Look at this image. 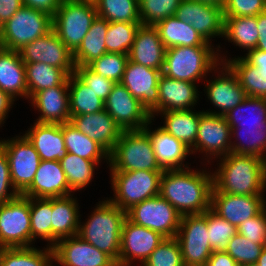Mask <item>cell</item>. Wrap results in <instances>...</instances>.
<instances>
[{"label":"cell","mask_w":266,"mask_h":266,"mask_svg":"<svg viewBox=\"0 0 266 266\" xmlns=\"http://www.w3.org/2000/svg\"><path fill=\"white\" fill-rule=\"evenodd\" d=\"M15 98L0 89V126L5 123L10 109L13 107Z\"/></svg>","instance_id":"cell-59"},{"label":"cell","mask_w":266,"mask_h":266,"mask_svg":"<svg viewBox=\"0 0 266 266\" xmlns=\"http://www.w3.org/2000/svg\"><path fill=\"white\" fill-rule=\"evenodd\" d=\"M224 117L231 129L238 124L265 123L266 98L246 97Z\"/></svg>","instance_id":"cell-44"},{"label":"cell","mask_w":266,"mask_h":266,"mask_svg":"<svg viewBox=\"0 0 266 266\" xmlns=\"http://www.w3.org/2000/svg\"><path fill=\"white\" fill-rule=\"evenodd\" d=\"M162 72L128 59L121 84L138 100L150 113L154 121L159 114L158 82Z\"/></svg>","instance_id":"cell-17"},{"label":"cell","mask_w":266,"mask_h":266,"mask_svg":"<svg viewBox=\"0 0 266 266\" xmlns=\"http://www.w3.org/2000/svg\"><path fill=\"white\" fill-rule=\"evenodd\" d=\"M52 249L58 266H117L108 254L78 235L60 239Z\"/></svg>","instance_id":"cell-20"},{"label":"cell","mask_w":266,"mask_h":266,"mask_svg":"<svg viewBox=\"0 0 266 266\" xmlns=\"http://www.w3.org/2000/svg\"><path fill=\"white\" fill-rule=\"evenodd\" d=\"M205 266H242L236 263V261L226 251H213Z\"/></svg>","instance_id":"cell-58"},{"label":"cell","mask_w":266,"mask_h":266,"mask_svg":"<svg viewBox=\"0 0 266 266\" xmlns=\"http://www.w3.org/2000/svg\"><path fill=\"white\" fill-rule=\"evenodd\" d=\"M54 261L51 247L0 248V266H48Z\"/></svg>","instance_id":"cell-40"},{"label":"cell","mask_w":266,"mask_h":266,"mask_svg":"<svg viewBox=\"0 0 266 266\" xmlns=\"http://www.w3.org/2000/svg\"><path fill=\"white\" fill-rule=\"evenodd\" d=\"M154 27L157 29L159 37L166 49L178 46H213L191 24L178 19L176 16L167 17Z\"/></svg>","instance_id":"cell-31"},{"label":"cell","mask_w":266,"mask_h":266,"mask_svg":"<svg viewBox=\"0 0 266 266\" xmlns=\"http://www.w3.org/2000/svg\"><path fill=\"white\" fill-rule=\"evenodd\" d=\"M164 238L160 233L126 218L122 226L118 266H133L136 261L142 265Z\"/></svg>","instance_id":"cell-18"},{"label":"cell","mask_w":266,"mask_h":266,"mask_svg":"<svg viewBox=\"0 0 266 266\" xmlns=\"http://www.w3.org/2000/svg\"><path fill=\"white\" fill-rule=\"evenodd\" d=\"M28 99L43 89L68 85L69 74L45 63L25 64Z\"/></svg>","instance_id":"cell-38"},{"label":"cell","mask_w":266,"mask_h":266,"mask_svg":"<svg viewBox=\"0 0 266 266\" xmlns=\"http://www.w3.org/2000/svg\"><path fill=\"white\" fill-rule=\"evenodd\" d=\"M23 6L22 0H0V26Z\"/></svg>","instance_id":"cell-56"},{"label":"cell","mask_w":266,"mask_h":266,"mask_svg":"<svg viewBox=\"0 0 266 266\" xmlns=\"http://www.w3.org/2000/svg\"><path fill=\"white\" fill-rule=\"evenodd\" d=\"M74 74L104 102L115 84L112 80L95 73L88 66H76Z\"/></svg>","instance_id":"cell-51"},{"label":"cell","mask_w":266,"mask_h":266,"mask_svg":"<svg viewBox=\"0 0 266 266\" xmlns=\"http://www.w3.org/2000/svg\"><path fill=\"white\" fill-rule=\"evenodd\" d=\"M259 39L256 49L266 52V11L257 15Z\"/></svg>","instance_id":"cell-60"},{"label":"cell","mask_w":266,"mask_h":266,"mask_svg":"<svg viewBox=\"0 0 266 266\" xmlns=\"http://www.w3.org/2000/svg\"><path fill=\"white\" fill-rule=\"evenodd\" d=\"M97 15L108 22H141L138 0H93Z\"/></svg>","instance_id":"cell-43"},{"label":"cell","mask_w":266,"mask_h":266,"mask_svg":"<svg viewBox=\"0 0 266 266\" xmlns=\"http://www.w3.org/2000/svg\"><path fill=\"white\" fill-rule=\"evenodd\" d=\"M207 228L209 244L213 251H226L229 240L238 233L237 227L216 214L211 208L207 210Z\"/></svg>","instance_id":"cell-46"},{"label":"cell","mask_w":266,"mask_h":266,"mask_svg":"<svg viewBox=\"0 0 266 266\" xmlns=\"http://www.w3.org/2000/svg\"><path fill=\"white\" fill-rule=\"evenodd\" d=\"M127 61V54L105 53L90 63L88 67L95 73L112 80L114 83H121Z\"/></svg>","instance_id":"cell-48"},{"label":"cell","mask_w":266,"mask_h":266,"mask_svg":"<svg viewBox=\"0 0 266 266\" xmlns=\"http://www.w3.org/2000/svg\"><path fill=\"white\" fill-rule=\"evenodd\" d=\"M204 112L196 110H177L160 112L164 119L161 126L169 134L179 139L190 149L195 145L200 122V115Z\"/></svg>","instance_id":"cell-33"},{"label":"cell","mask_w":266,"mask_h":266,"mask_svg":"<svg viewBox=\"0 0 266 266\" xmlns=\"http://www.w3.org/2000/svg\"><path fill=\"white\" fill-rule=\"evenodd\" d=\"M31 247L30 197L0 204V248Z\"/></svg>","instance_id":"cell-9"},{"label":"cell","mask_w":266,"mask_h":266,"mask_svg":"<svg viewBox=\"0 0 266 266\" xmlns=\"http://www.w3.org/2000/svg\"><path fill=\"white\" fill-rule=\"evenodd\" d=\"M166 47L154 26L141 25L128 54V59L137 64L162 72Z\"/></svg>","instance_id":"cell-26"},{"label":"cell","mask_w":266,"mask_h":266,"mask_svg":"<svg viewBox=\"0 0 266 266\" xmlns=\"http://www.w3.org/2000/svg\"><path fill=\"white\" fill-rule=\"evenodd\" d=\"M244 266H259L257 263L254 264H248V265H244Z\"/></svg>","instance_id":"cell-63"},{"label":"cell","mask_w":266,"mask_h":266,"mask_svg":"<svg viewBox=\"0 0 266 266\" xmlns=\"http://www.w3.org/2000/svg\"><path fill=\"white\" fill-rule=\"evenodd\" d=\"M108 25L109 22L106 19L96 16L81 45L73 53L75 67L88 66L94 60L107 53L105 38Z\"/></svg>","instance_id":"cell-34"},{"label":"cell","mask_w":266,"mask_h":266,"mask_svg":"<svg viewBox=\"0 0 266 266\" xmlns=\"http://www.w3.org/2000/svg\"><path fill=\"white\" fill-rule=\"evenodd\" d=\"M197 83L168 78L161 74L158 82L159 113L192 110L199 98Z\"/></svg>","instance_id":"cell-27"},{"label":"cell","mask_w":266,"mask_h":266,"mask_svg":"<svg viewBox=\"0 0 266 266\" xmlns=\"http://www.w3.org/2000/svg\"><path fill=\"white\" fill-rule=\"evenodd\" d=\"M110 172L164 171L157 162L149 134L144 130L123 131L109 153Z\"/></svg>","instance_id":"cell-5"},{"label":"cell","mask_w":266,"mask_h":266,"mask_svg":"<svg viewBox=\"0 0 266 266\" xmlns=\"http://www.w3.org/2000/svg\"><path fill=\"white\" fill-rule=\"evenodd\" d=\"M164 170L159 195L180 214H203L210 209L213 174L203 169Z\"/></svg>","instance_id":"cell-1"},{"label":"cell","mask_w":266,"mask_h":266,"mask_svg":"<svg viewBox=\"0 0 266 266\" xmlns=\"http://www.w3.org/2000/svg\"><path fill=\"white\" fill-rule=\"evenodd\" d=\"M52 26L51 15L23 5L0 26V47L18 51L50 32Z\"/></svg>","instance_id":"cell-7"},{"label":"cell","mask_w":266,"mask_h":266,"mask_svg":"<svg viewBox=\"0 0 266 266\" xmlns=\"http://www.w3.org/2000/svg\"><path fill=\"white\" fill-rule=\"evenodd\" d=\"M256 263L259 266H266V246H264V249L262 250Z\"/></svg>","instance_id":"cell-62"},{"label":"cell","mask_w":266,"mask_h":266,"mask_svg":"<svg viewBox=\"0 0 266 266\" xmlns=\"http://www.w3.org/2000/svg\"><path fill=\"white\" fill-rule=\"evenodd\" d=\"M263 249L264 245L255 244L237 233L229 240L226 252L237 264L244 266L256 263Z\"/></svg>","instance_id":"cell-50"},{"label":"cell","mask_w":266,"mask_h":266,"mask_svg":"<svg viewBox=\"0 0 266 266\" xmlns=\"http://www.w3.org/2000/svg\"><path fill=\"white\" fill-rule=\"evenodd\" d=\"M237 231L253 243L266 246V208L264 207L256 216L241 223Z\"/></svg>","instance_id":"cell-52"},{"label":"cell","mask_w":266,"mask_h":266,"mask_svg":"<svg viewBox=\"0 0 266 266\" xmlns=\"http://www.w3.org/2000/svg\"><path fill=\"white\" fill-rule=\"evenodd\" d=\"M63 0H22L23 5L53 16Z\"/></svg>","instance_id":"cell-55"},{"label":"cell","mask_w":266,"mask_h":266,"mask_svg":"<svg viewBox=\"0 0 266 266\" xmlns=\"http://www.w3.org/2000/svg\"><path fill=\"white\" fill-rule=\"evenodd\" d=\"M175 16L185 21L209 43L224 37L223 8L196 0H181Z\"/></svg>","instance_id":"cell-19"},{"label":"cell","mask_w":266,"mask_h":266,"mask_svg":"<svg viewBox=\"0 0 266 266\" xmlns=\"http://www.w3.org/2000/svg\"><path fill=\"white\" fill-rule=\"evenodd\" d=\"M70 190L79 191L87 187L95 177V169L101 162H94L67 152L60 160Z\"/></svg>","instance_id":"cell-41"},{"label":"cell","mask_w":266,"mask_h":266,"mask_svg":"<svg viewBox=\"0 0 266 266\" xmlns=\"http://www.w3.org/2000/svg\"><path fill=\"white\" fill-rule=\"evenodd\" d=\"M140 266H184L177 239L175 237L164 238Z\"/></svg>","instance_id":"cell-49"},{"label":"cell","mask_w":266,"mask_h":266,"mask_svg":"<svg viewBox=\"0 0 266 266\" xmlns=\"http://www.w3.org/2000/svg\"><path fill=\"white\" fill-rule=\"evenodd\" d=\"M231 140H234L232 153L256 155L266 160V122L238 124L231 129Z\"/></svg>","instance_id":"cell-32"},{"label":"cell","mask_w":266,"mask_h":266,"mask_svg":"<svg viewBox=\"0 0 266 266\" xmlns=\"http://www.w3.org/2000/svg\"><path fill=\"white\" fill-rule=\"evenodd\" d=\"M141 22H109L105 43L107 53L129 54Z\"/></svg>","instance_id":"cell-45"},{"label":"cell","mask_w":266,"mask_h":266,"mask_svg":"<svg viewBox=\"0 0 266 266\" xmlns=\"http://www.w3.org/2000/svg\"><path fill=\"white\" fill-rule=\"evenodd\" d=\"M97 16L93 0H63L52 16V29L74 53Z\"/></svg>","instance_id":"cell-6"},{"label":"cell","mask_w":266,"mask_h":266,"mask_svg":"<svg viewBox=\"0 0 266 266\" xmlns=\"http://www.w3.org/2000/svg\"><path fill=\"white\" fill-rule=\"evenodd\" d=\"M62 132L67 152L94 162L104 159L109 164V153L70 122L62 124Z\"/></svg>","instance_id":"cell-37"},{"label":"cell","mask_w":266,"mask_h":266,"mask_svg":"<svg viewBox=\"0 0 266 266\" xmlns=\"http://www.w3.org/2000/svg\"><path fill=\"white\" fill-rule=\"evenodd\" d=\"M70 123L101 145L108 153L114 148L123 132L105 109L95 113L71 116Z\"/></svg>","instance_id":"cell-24"},{"label":"cell","mask_w":266,"mask_h":266,"mask_svg":"<svg viewBox=\"0 0 266 266\" xmlns=\"http://www.w3.org/2000/svg\"><path fill=\"white\" fill-rule=\"evenodd\" d=\"M219 64L218 47H171L166 49L162 74L168 78L196 83L207 78L209 73H214Z\"/></svg>","instance_id":"cell-4"},{"label":"cell","mask_w":266,"mask_h":266,"mask_svg":"<svg viewBox=\"0 0 266 266\" xmlns=\"http://www.w3.org/2000/svg\"><path fill=\"white\" fill-rule=\"evenodd\" d=\"M114 195L108 200L127 211L132 206L159 195L163 171L110 172Z\"/></svg>","instance_id":"cell-8"},{"label":"cell","mask_w":266,"mask_h":266,"mask_svg":"<svg viewBox=\"0 0 266 266\" xmlns=\"http://www.w3.org/2000/svg\"><path fill=\"white\" fill-rule=\"evenodd\" d=\"M217 47L220 63L227 64L236 74L246 96L266 98V75H260L257 67L251 65L243 56L228 59L227 55L221 54L222 47L219 45Z\"/></svg>","instance_id":"cell-35"},{"label":"cell","mask_w":266,"mask_h":266,"mask_svg":"<svg viewBox=\"0 0 266 266\" xmlns=\"http://www.w3.org/2000/svg\"><path fill=\"white\" fill-rule=\"evenodd\" d=\"M73 194L52 198V247L63 238L76 236L80 223V208Z\"/></svg>","instance_id":"cell-30"},{"label":"cell","mask_w":266,"mask_h":266,"mask_svg":"<svg viewBox=\"0 0 266 266\" xmlns=\"http://www.w3.org/2000/svg\"><path fill=\"white\" fill-rule=\"evenodd\" d=\"M231 128L224 116L203 112L200 115L198 133L191 153L205 152L204 160L210 163L214 158L231 153ZM214 156V157H213Z\"/></svg>","instance_id":"cell-13"},{"label":"cell","mask_w":266,"mask_h":266,"mask_svg":"<svg viewBox=\"0 0 266 266\" xmlns=\"http://www.w3.org/2000/svg\"><path fill=\"white\" fill-rule=\"evenodd\" d=\"M0 145L8 158L12 184L22 194L32 184L42 160L24 134L0 140Z\"/></svg>","instance_id":"cell-12"},{"label":"cell","mask_w":266,"mask_h":266,"mask_svg":"<svg viewBox=\"0 0 266 266\" xmlns=\"http://www.w3.org/2000/svg\"><path fill=\"white\" fill-rule=\"evenodd\" d=\"M18 52L25 64L40 62L64 69L69 75L74 73L73 53L60 40L53 29L24 45Z\"/></svg>","instance_id":"cell-16"},{"label":"cell","mask_w":266,"mask_h":266,"mask_svg":"<svg viewBox=\"0 0 266 266\" xmlns=\"http://www.w3.org/2000/svg\"><path fill=\"white\" fill-rule=\"evenodd\" d=\"M142 25L155 26L170 16H175L181 0H138Z\"/></svg>","instance_id":"cell-47"},{"label":"cell","mask_w":266,"mask_h":266,"mask_svg":"<svg viewBox=\"0 0 266 266\" xmlns=\"http://www.w3.org/2000/svg\"><path fill=\"white\" fill-rule=\"evenodd\" d=\"M31 246L37 238L52 248V198L30 197Z\"/></svg>","instance_id":"cell-42"},{"label":"cell","mask_w":266,"mask_h":266,"mask_svg":"<svg viewBox=\"0 0 266 266\" xmlns=\"http://www.w3.org/2000/svg\"><path fill=\"white\" fill-rule=\"evenodd\" d=\"M60 161L42 160L32 184L22 193L31 198H56L72 195Z\"/></svg>","instance_id":"cell-22"},{"label":"cell","mask_w":266,"mask_h":266,"mask_svg":"<svg viewBox=\"0 0 266 266\" xmlns=\"http://www.w3.org/2000/svg\"><path fill=\"white\" fill-rule=\"evenodd\" d=\"M0 89L13 98H26L28 89L25 63L18 51L0 47Z\"/></svg>","instance_id":"cell-29"},{"label":"cell","mask_w":266,"mask_h":266,"mask_svg":"<svg viewBox=\"0 0 266 266\" xmlns=\"http://www.w3.org/2000/svg\"><path fill=\"white\" fill-rule=\"evenodd\" d=\"M224 38L247 53L256 49L259 39L257 16L224 17Z\"/></svg>","instance_id":"cell-36"},{"label":"cell","mask_w":266,"mask_h":266,"mask_svg":"<svg viewBox=\"0 0 266 266\" xmlns=\"http://www.w3.org/2000/svg\"><path fill=\"white\" fill-rule=\"evenodd\" d=\"M222 69V70H221ZM214 78L204 80L206 85L204 92L211 105L215 106L218 111H204L210 114L224 116L233 108L238 106L247 96L241 87L236 74L224 63H220L215 69Z\"/></svg>","instance_id":"cell-15"},{"label":"cell","mask_w":266,"mask_h":266,"mask_svg":"<svg viewBox=\"0 0 266 266\" xmlns=\"http://www.w3.org/2000/svg\"><path fill=\"white\" fill-rule=\"evenodd\" d=\"M251 65L257 67L260 75H266V52L254 49L243 56Z\"/></svg>","instance_id":"cell-57"},{"label":"cell","mask_w":266,"mask_h":266,"mask_svg":"<svg viewBox=\"0 0 266 266\" xmlns=\"http://www.w3.org/2000/svg\"><path fill=\"white\" fill-rule=\"evenodd\" d=\"M105 110L122 131L142 130L152 119L150 113L121 83H115L105 100Z\"/></svg>","instance_id":"cell-14"},{"label":"cell","mask_w":266,"mask_h":266,"mask_svg":"<svg viewBox=\"0 0 266 266\" xmlns=\"http://www.w3.org/2000/svg\"><path fill=\"white\" fill-rule=\"evenodd\" d=\"M53 263H54V262L52 261L48 266H55V265H53Z\"/></svg>","instance_id":"cell-64"},{"label":"cell","mask_w":266,"mask_h":266,"mask_svg":"<svg viewBox=\"0 0 266 266\" xmlns=\"http://www.w3.org/2000/svg\"><path fill=\"white\" fill-rule=\"evenodd\" d=\"M196 1L216 5L218 7L223 8L227 0H196Z\"/></svg>","instance_id":"cell-61"},{"label":"cell","mask_w":266,"mask_h":266,"mask_svg":"<svg viewBox=\"0 0 266 266\" xmlns=\"http://www.w3.org/2000/svg\"><path fill=\"white\" fill-rule=\"evenodd\" d=\"M181 217V214L160 195L148 198L126 211L129 221L156 231L165 238L177 235Z\"/></svg>","instance_id":"cell-10"},{"label":"cell","mask_w":266,"mask_h":266,"mask_svg":"<svg viewBox=\"0 0 266 266\" xmlns=\"http://www.w3.org/2000/svg\"><path fill=\"white\" fill-rule=\"evenodd\" d=\"M70 116L95 113L105 109V102L74 73L68 77Z\"/></svg>","instance_id":"cell-39"},{"label":"cell","mask_w":266,"mask_h":266,"mask_svg":"<svg viewBox=\"0 0 266 266\" xmlns=\"http://www.w3.org/2000/svg\"><path fill=\"white\" fill-rule=\"evenodd\" d=\"M266 11V0H227L224 17L257 16Z\"/></svg>","instance_id":"cell-53"},{"label":"cell","mask_w":266,"mask_h":266,"mask_svg":"<svg viewBox=\"0 0 266 266\" xmlns=\"http://www.w3.org/2000/svg\"><path fill=\"white\" fill-rule=\"evenodd\" d=\"M24 135L34 146L41 160L60 161L67 154L62 124L35 121Z\"/></svg>","instance_id":"cell-28"},{"label":"cell","mask_w":266,"mask_h":266,"mask_svg":"<svg viewBox=\"0 0 266 266\" xmlns=\"http://www.w3.org/2000/svg\"><path fill=\"white\" fill-rule=\"evenodd\" d=\"M220 159L213 174V187L234 195H265L266 160L256 155L229 153Z\"/></svg>","instance_id":"cell-2"},{"label":"cell","mask_w":266,"mask_h":266,"mask_svg":"<svg viewBox=\"0 0 266 266\" xmlns=\"http://www.w3.org/2000/svg\"><path fill=\"white\" fill-rule=\"evenodd\" d=\"M40 116L39 123L64 124L70 122V101L68 85L43 89L29 99Z\"/></svg>","instance_id":"cell-23"},{"label":"cell","mask_w":266,"mask_h":266,"mask_svg":"<svg viewBox=\"0 0 266 266\" xmlns=\"http://www.w3.org/2000/svg\"><path fill=\"white\" fill-rule=\"evenodd\" d=\"M265 195H234L211 191L210 208L238 228L241 223L256 216L266 204Z\"/></svg>","instance_id":"cell-21"},{"label":"cell","mask_w":266,"mask_h":266,"mask_svg":"<svg viewBox=\"0 0 266 266\" xmlns=\"http://www.w3.org/2000/svg\"><path fill=\"white\" fill-rule=\"evenodd\" d=\"M175 238L180 246L184 266H205L213 253L209 244L207 211L182 216Z\"/></svg>","instance_id":"cell-11"},{"label":"cell","mask_w":266,"mask_h":266,"mask_svg":"<svg viewBox=\"0 0 266 266\" xmlns=\"http://www.w3.org/2000/svg\"><path fill=\"white\" fill-rule=\"evenodd\" d=\"M18 195H20V193L14 188L11 181L10 168L6 152L0 145V204L12 200Z\"/></svg>","instance_id":"cell-54"},{"label":"cell","mask_w":266,"mask_h":266,"mask_svg":"<svg viewBox=\"0 0 266 266\" xmlns=\"http://www.w3.org/2000/svg\"><path fill=\"white\" fill-rule=\"evenodd\" d=\"M152 120L147 123L144 130L150 136L154 154L160 167L163 170L188 168L189 163L187 162V166L184 162L192 154L190 148L169 134L161 126L151 131L149 127H151Z\"/></svg>","instance_id":"cell-25"},{"label":"cell","mask_w":266,"mask_h":266,"mask_svg":"<svg viewBox=\"0 0 266 266\" xmlns=\"http://www.w3.org/2000/svg\"><path fill=\"white\" fill-rule=\"evenodd\" d=\"M96 205L86 222L82 223L80 218L77 235L108 254L118 266L122 226L126 219V211L115 206L108 198L99 201Z\"/></svg>","instance_id":"cell-3"}]
</instances>
